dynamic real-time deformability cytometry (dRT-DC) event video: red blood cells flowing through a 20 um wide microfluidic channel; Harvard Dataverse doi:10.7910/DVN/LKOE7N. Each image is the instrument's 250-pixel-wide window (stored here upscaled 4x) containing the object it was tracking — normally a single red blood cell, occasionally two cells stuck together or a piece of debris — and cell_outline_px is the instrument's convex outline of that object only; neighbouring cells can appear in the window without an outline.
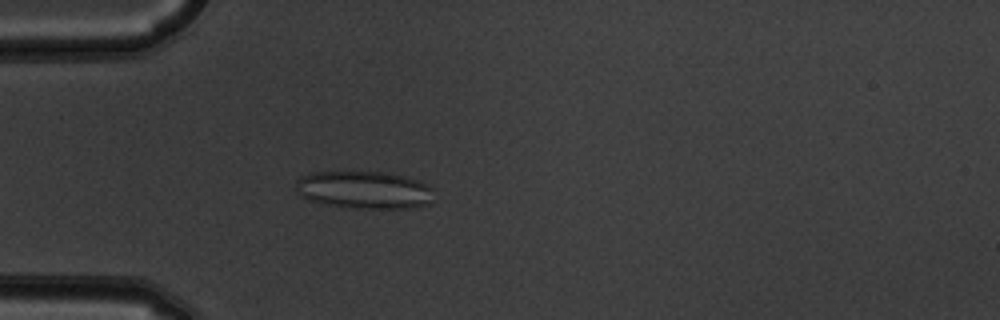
{"species": "common noctule bat (a hibernating species)", "species_latin": "Nyctalus noctula", "temperature_condition": "warm", "stored_images_in_passage": 3, "camera_frame_rate_fps": 3000, "um_per_image_px": 0.085, "animal": {"sex": "male", "body_mass_g": 19.5, "forearm_length_mm": 54.6}, "frame": {"image": 1, "passage_image": 3, "time_ms": 0.667, "image_size_px": [1000, 320], "cell_outline_px": [[432, 188], [428, 204], [412, 208], [348, 208], [308, 200], [300, 196], [296, 192], [296, 180], [300, 176], [308, 172], [380, 172], [404, 176], [420, 180]], "centroid_in_image_um": [30.89, 16.14], "position_along_channel_um": 54.1, "area_um2": 30.29}}